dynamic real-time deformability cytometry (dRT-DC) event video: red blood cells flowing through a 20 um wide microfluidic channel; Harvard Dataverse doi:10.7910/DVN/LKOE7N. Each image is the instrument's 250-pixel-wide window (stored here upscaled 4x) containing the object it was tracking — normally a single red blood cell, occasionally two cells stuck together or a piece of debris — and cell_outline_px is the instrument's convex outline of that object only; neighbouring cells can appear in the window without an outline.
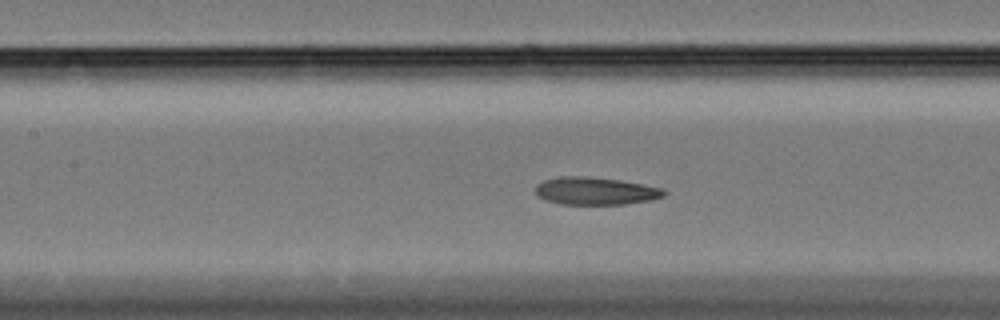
{"species": "Egyptian fruit bat (a non-hibernating species)", "species_latin": "Rousettus aegyptiacus", "temperature_condition": "cold", "stored_images_in_passage": 58, "camera_frame_rate_fps": 3000, "um_per_image_px": 0.085, "animal": {"sex": "female"}, "frame": {"image": 1, "passage_image": 24, "time_ms": 7.667, "image_size_px": [1000, 320], "cell_outline_px": [[668, 192], [664, 196], [652, 200], [624, 204], [560, 204], [544, 200], [536, 196], [536, 184], [544, 180], [560, 176], [584, 176], [620, 180], [664, 188]], "centroid_in_image_um": [50.61, 16.23], "position_along_channel_um": 156.8, "area_um2": 20.87}}
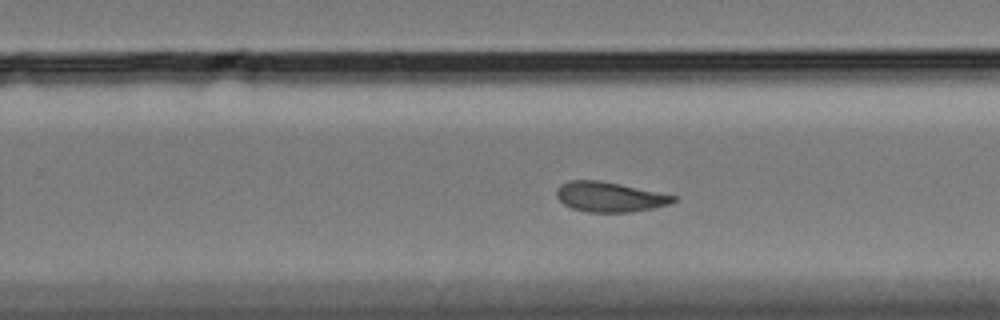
{"frame": {"image": 2, "passage_image": 35, "time_ms": 11.333, "image_size_px": [1000, 320], "cell_outline_px": [[676, 200], [668, 204], [652, 208], [632, 212], [588, 212], [572, 208], [564, 204], [556, 196], [556, 188], [560, 184], [568, 180], [596, 180], [620, 184], [660, 192], [676, 196]], "centroid_in_image_um": [51.79, 16.73], "position_along_channel_um": 278.0, "area_um2": 20.35}}
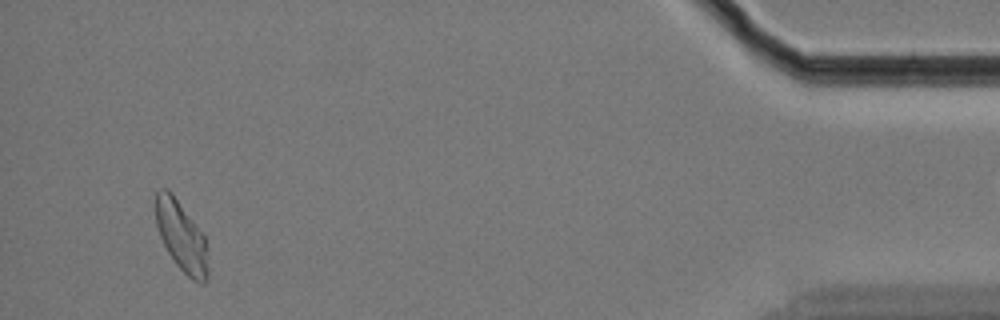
{"frame": {"image": 3, "passage_image": 54, "time_ms": 17.667, "image_size_px": [1000, 320], "cell_outline_px": [[208, 276], [204, 284], [200, 284], [192, 280], [176, 264], [168, 252], [160, 236], [156, 224], [156, 192], [160, 188], [168, 188], [172, 192], [204, 236], [208, 248]], "centroid_in_image_um": [15.44, 20.11], "position_along_channel_um": 419.8, "area_um2": 21.39}, "authors_computed_cell_mechanics": {"area_um2": 21.2126, "velocity_mm_per_s": 3.3219, "shape_relaxation_time_tau1_ms": 9.7934, "shape_relaxation_time_tau2_ms": 2.9797, "deformation_change_tau1": 0.1985, "deformation_change_tau2": 0.0955}}